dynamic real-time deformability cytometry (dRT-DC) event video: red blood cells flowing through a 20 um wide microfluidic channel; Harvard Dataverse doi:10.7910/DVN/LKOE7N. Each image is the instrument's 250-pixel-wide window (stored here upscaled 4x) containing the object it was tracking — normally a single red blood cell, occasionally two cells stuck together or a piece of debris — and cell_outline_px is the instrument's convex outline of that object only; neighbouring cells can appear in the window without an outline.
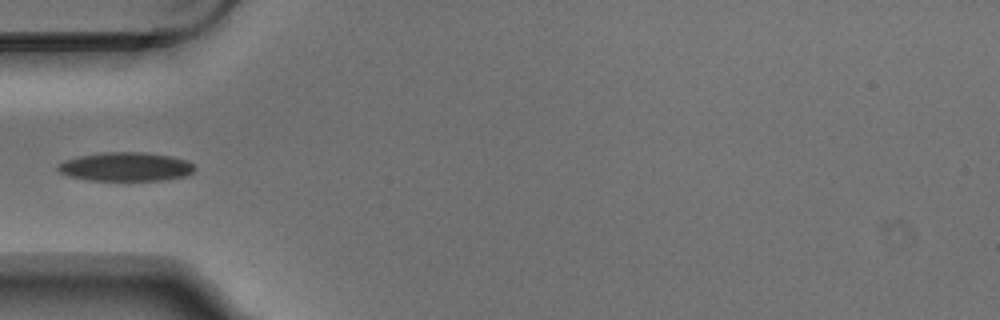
{"species": "Egyptian fruit bat (a non-hibernating species)", "species_latin": "Rousettus aegyptiacus", "temperature_condition": "warm", "stored_images_in_passage": 5, "camera_frame_rate_fps": 3000, "um_per_image_px": 0.085, "animal": {"sex": "male"}, "frame": {"image": 1, "passage_image": 4, "time_ms": 1.0, "image_size_px": [1000, 320], "cell_outline_px": [[196, 168], [188, 176], [164, 180], [88, 180], [68, 176], [60, 172], [56, 168], [56, 164], [64, 160], [76, 156], [104, 152], [144, 152], [172, 156], [188, 160]], "centroid_in_image_um": [10.68, 14.17], "position_along_channel_um": 74.3, "area_um2": 23.29}}
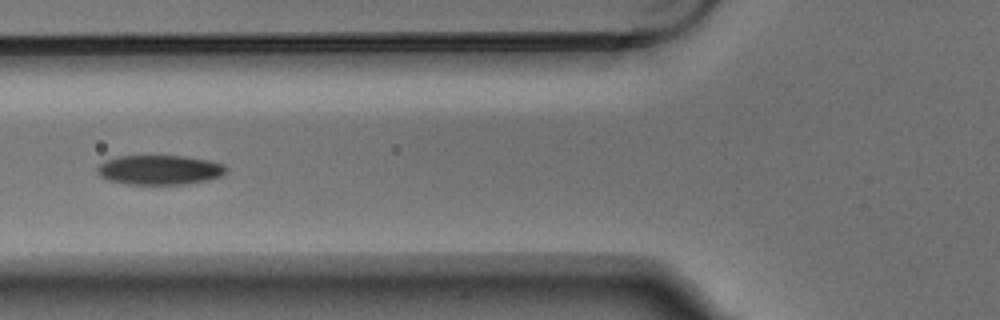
{"frame": {"image": 2, "passage_image": 5, "time_ms": 1.333, "image_size_px": [1000, 320], "cell_outline_px": [[228, 168], [220, 176], [208, 180], [184, 184], [128, 184], [108, 180], [100, 176], [96, 172], [96, 168], [104, 160], [116, 156], [188, 156], [208, 160], [224, 164]], "centroid_in_image_um": [13.54, 14.43], "position_along_channel_um": 112.3, "area_um2": 22.31}}